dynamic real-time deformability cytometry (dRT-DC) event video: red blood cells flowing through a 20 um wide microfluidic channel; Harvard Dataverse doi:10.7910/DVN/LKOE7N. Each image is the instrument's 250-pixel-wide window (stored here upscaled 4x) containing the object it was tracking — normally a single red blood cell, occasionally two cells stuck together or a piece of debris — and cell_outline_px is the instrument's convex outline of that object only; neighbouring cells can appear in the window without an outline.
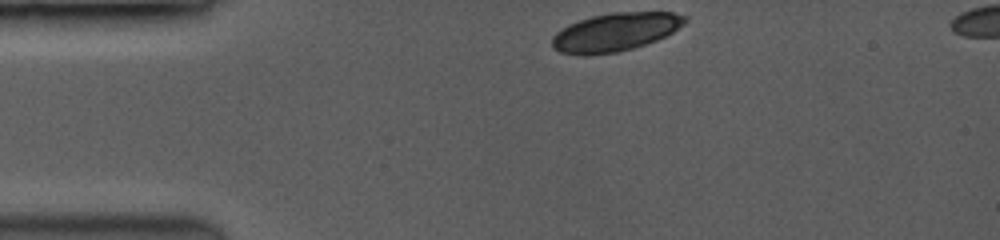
{"species": "common noctule bat (a hibernating species)", "species_latin": "Nyctalus noctula", "temperature_condition": "room temperature", "stored_images_in_passage": 22, "camera_frame_rate_fps": 3500, "um_per_image_px": 0.085, "animal": {"sex": "female", "body_mass_g": 19.0, "forearm_length_mm": 53.3}, "frame": {"image": 1, "passage_image": 1, "time_ms": 0.0, "image_size_px": [1000, 240], "cell_outline_px": [[688, 20], [684, 24], [672, 32], [656, 40], [632, 48], [616, 52], [560, 52], [552, 48], [552, 36], [556, 32], [580, 20], [592, 16], [612, 12], [672, 12], [684, 16]], "centroid_in_image_um": [52.35, 2.68], "position_along_channel_um": 32.6, "area_um2": 28.55}}